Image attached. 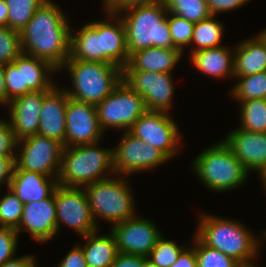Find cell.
Listing matches in <instances>:
<instances>
[{
  "mask_svg": "<svg viewBox=\"0 0 266 267\" xmlns=\"http://www.w3.org/2000/svg\"><path fill=\"white\" fill-rule=\"evenodd\" d=\"M57 4L46 0L20 32L22 52L48 61L58 71L70 57L71 26Z\"/></svg>",
  "mask_w": 266,
  "mask_h": 267,
  "instance_id": "cell-1",
  "label": "cell"
},
{
  "mask_svg": "<svg viewBox=\"0 0 266 267\" xmlns=\"http://www.w3.org/2000/svg\"><path fill=\"white\" fill-rule=\"evenodd\" d=\"M197 224L194 235L204 245L234 258L243 267H258L253 261L258 257L260 239L242 222L202 213Z\"/></svg>",
  "mask_w": 266,
  "mask_h": 267,
  "instance_id": "cell-2",
  "label": "cell"
},
{
  "mask_svg": "<svg viewBox=\"0 0 266 267\" xmlns=\"http://www.w3.org/2000/svg\"><path fill=\"white\" fill-rule=\"evenodd\" d=\"M123 20L129 56L149 47L175 48L164 0L126 8L117 13Z\"/></svg>",
  "mask_w": 266,
  "mask_h": 267,
  "instance_id": "cell-3",
  "label": "cell"
},
{
  "mask_svg": "<svg viewBox=\"0 0 266 267\" xmlns=\"http://www.w3.org/2000/svg\"><path fill=\"white\" fill-rule=\"evenodd\" d=\"M99 144L100 141L63 147L57 178L59 186L83 188L115 175L112 149L101 148Z\"/></svg>",
  "mask_w": 266,
  "mask_h": 267,
  "instance_id": "cell-4",
  "label": "cell"
},
{
  "mask_svg": "<svg viewBox=\"0 0 266 267\" xmlns=\"http://www.w3.org/2000/svg\"><path fill=\"white\" fill-rule=\"evenodd\" d=\"M67 68L73 88L63 87L77 101L97 105L122 81V69L116 65L69 57L59 69Z\"/></svg>",
  "mask_w": 266,
  "mask_h": 267,
  "instance_id": "cell-5",
  "label": "cell"
},
{
  "mask_svg": "<svg viewBox=\"0 0 266 267\" xmlns=\"http://www.w3.org/2000/svg\"><path fill=\"white\" fill-rule=\"evenodd\" d=\"M192 165L194 174L211 192L240 188L249 177V172L224 140L200 152Z\"/></svg>",
  "mask_w": 266,
  "mask_h": 267,
  "instance_id": "cell-6",
  "label": "cell"
},
{
  "mask_svg": "<svg viewBox=\"0 0 266 267\" xmlns=\"http://www.w3.org/2000/svg\"><path fill=\"white\" fill-rule=\"evenodd\" d=\"M130 188L125 176L120 175L83 187L96 225L99 218L115 225L137 215Z\"/></svg>",
  "mask_w": 266,
  "mask_h": 267,
  "instance_id": "cell-7",
  "label": "cell"
},
{
  "mask_svg": "<svg viewBox=\"0 0 266 267\" xmlns=\"http://www.w3.org/2000/svg\"><path fill=\"white\" fill-rule=\"evenodd\" d=\"M56 71L48 61L23 52L11 63L4 64L7 105L30 92L49 91L56 84L51 77Z\"/></svg>",
  "mask_w": 266,
  "mask_h": 267,
  "instance_id": "cell-8",
  "label": "cell"
},
{
  "mask_svg": "<svg viewBox=\"0 0 266 267\" xmlns=\"http://www.w3.org/2000/svg\"><path fill=\"white\" fill-rule=\"evenodd\" d=\"M101 130L107 128L128 131L147 109L143 97L121 81L111 94L96 105Z\"/></svg>",
  "mask_w": 266,
  "mask_h": 267,
  "instance_id": "cell-9",
  "label": "cell"
},
{
  "mask_svg": "<svg viewBox=\"0 0 266 267\" xmlns=\"http://www.w3.org/2000/svg\"><path fill=\"white\" fill-rule=\"evenodd\" d=\"M128 132L160 150L170 161L180 152L181 131L169 113L146 111Z\"/></svg>",
  "mask_w": 266,
  "mask_h": 267,
  "instance_id": "cell-10",
  "label": "cell"
},
{
  "mask_svg": "<svg viewBox=\"0 0 266 267\" xmlns=\"http://www.w3.org/2000/svg\"><path fill=\"white\" fill-rule=\"evenodd\" d=\"M18 149L20 154L16 153L13 169L39 172L58 178L63 151L60 142L35 134L19 140L17 151Z\"/></svg>",
  "mask_w": 266,
  "mask_h": 267,
  "instance_id": "cell-11",
  "label": "cell"
},
{
  "mask_svg": "<svg viewBox=\"0 0 266 267\" xmlns=\"http://www.w3.org/2000/svg\"><path fill=\"white\" fill-rule=\"evenodd\" d=\"M173 74L122 70V81L143 97L147 111L169 113L174 99Z\"/></svg>",
  "mask_w": 266,
  "mask_h": 267,
  "instance_id": "cell-12",
  "label": "cell"
},
{
  "mask_svg": "<svg viewBox=\"0 0 266 267\" xmlns=\"http://www.w3.org/2000/svg\"><path fill=\"white\" fill-rule=\"evenodd\" d=\"M113 169L116 175L128 176L134 172L152 170L170 160L157 148L144 143L128 131L124 132L113 149Z\"/></svg>",
  "mask_w": 266,
  "mask_h": 267,
  "instance_id": "cell-13",
  "label": "cell"
},
{
  "mask_svg": "<svg viewBox=\"0 0 266 267\" xmlns=\"http://www.w3.org/2000/svg\"><path fill=\"white\" fill-rule=\"evenodd\" d=\"M57 233L61 224L68 226L81 237L99 229L96 225L83 188L58 186L54 191Z\"/></svg>",
  "mask_w": 266,
  "mask_h": 267,
  "instance_id": "cell-14",
  "label": "cell"
},
{
  "mask_svg": "<svg viewBox=\"0 0 266 267\" xmlns=\"http://www.w3.org/2000/svg\"><path fill=\"white\" fill-rule=\"evenodd\" d=\"M111 233L119 253L146 258L162 236L153 220L136 215L113 225Z\"/></svg>",
  "mask_w": 266,
  "mask_h": 267,
  "instance_id": "cell-15",
  "label": "cell"
},
{
  "mask_svg": "<svg viewBox=\"0 0 266 267\" xmlns=\"http://www.w3.org/2000/svg\"><path fill=\"white\" fill-rule=\"evenodd\" d=\"M65 123V147L96 143L104 136L99 125L96 105L69 97Z\"/></svg>",
  "mask_w": 266,
  "mask_h": 267,
  "instance_id": "cell-16",
  "label": "cell"
},
{
  "mask_svg": "<svg viewBox=\"0 0 266 267\" xmlns=\"http://www.w3.org/2000/svg\"><path fill=\"white\" fill-rule=\"evenodd\" d=\"M15 230L18 236L27 230L38 243L54 238L57 235L54 193L46 199L25 204L21 221Z\"/></svg>",
  "mask_w": 266,
  "mask_h": 267,
  "instance_id": "cell-17",
  "label": "cell"
},
{
  "mask_svg": "<svg viewBox=\"0 0 266 267\" xmlns=\"http://www.w3.org/2000/svg\"><path fill=\"white\" fill-rule=\"evenodd\" d=\"M223 140L248 172L259 173L266 169V133L239 127L228 133Z\"/></svg>",
  "mask_w": 266,
  "mask_h": 267,
  "instance_id": "cell-18",
  "label": "cell"
},
{
  "mask_svg": "<svg viewBox=\"0 0 266 267\" xmlns=\"http://www.w3.org/2000/svg\"><path fill=\"white\" fill-rule=\"evenodd\" d=\"M56 84L44 95L38 135L55 139L65 147V114L69 96Z\"/></svg>",
  "mask_w": 266,
  "mask_h": 267,
  "instance_id": "cell-19",
  "label": "cell"
},
{
  "mask_svg": "<svg viewBox=\"0 0 266 267\" xmlns=\"http://www.w3.org/2000/svg\"><path fill=\"white\" fill-rule=\"evenodd\" d=\"M48 91H33L13 99L9 106V123L17 140L38 133L40 110L44 95Z\"/></svg>",
  "mask_w": 266,
  "mask_h": 267,
  "instance_id": "cell-20",
  "label": "cell"
},
{
  "mask_svg": "<svg viewBox=\"0 0 266 267\" xmlns=\"http://www.w3.org/2000/svg\"><path fill=\"white\" fill-rule=\"evenodd\" d=\"M106 14V20H99V35H102L104 63L113 64L123 69L129 61L125 26L117 13L106 11Z\"/></svg>",
  "mask_w": 266,
  "mask_h": 267,
  "instance_id": "cell-21",
  "label": "cell"
},
{
  "mask_svg": "<svg viewBox=\"0 0 266 267\" xmlns=\"http://www.w3.org/2000/svg\"><path fill=\"white\" fill-rule=\"evenodd\" d=\"M59 186L58 179L39 172L13 169L8 188L25 205L50 197Z\"/></svg>",
  "mask_w": 266,
  "mask_h": 267,
  "instance_id": "cell-22",
  "label": "cell"
},
{
  "mask_svg": "<svg viewBox=\"0 0 266 267\" xmlns=\"http://www.w3.org/2000/svg\"><path fill=\"white\" fill-rule=\"evenodd\" d=\"M178 48L149 47L129 56L128 64L122 70H140L173 74L172 70L182 57Z\"/></svg>",
  "mask_w": 266,
  "mask_h": 267,
  "instance_id": "cell-23",
  "label": "cell"
},
{
  "mask_svg": "<svg viewBox=\"0 0 266 267\" xmlns=\"http://www.w3.org/2000/svg\"><path fill=\"white\" fill-rule=\"evenodd\" d=\"M233 51V52H232ZM219 46L190 53L192 65L204 75L213 78L234 77V50Z\"/></svg>",
  "mask_w": 266,
  "mask_h": 267,
  "instance_id": "cell-24",
  "label": "cell"
},
{
  "mask_svg": "<svg viewBox=\"0 0 266 267\" xmlns=\"http://www.w3.org/2000/svg\"><path fill=\"white\" fill-rule=\"evenodd\" d=\"M234 49V76L266 71V44L258 34L241 41Z\"/></svg>",
  "mask_w": 266,
  "mask_h": 267,
  "instance_id": "cell-25",
  "label": "cell"
},
{
  "mask_svg": "<svg viewBox=\"0 0 266 267\" xmlns=\"http://www.w3.org/2000/svg\"><path fill=\"white\" fill-rule=\"evenodd\" d=\"M70 42V57L72 59L103 62L102 35H99V21L84 24L76 33H72Z\"/></svg>",
  "mask_w": 266,
  "mask_h": 267,
  "instance_id": "cell-26",
  "label": "cell"
},
{
  "mask_svg": "<svg viewBox=\"0 0 266 267\" xmlns=\"http://www.w3.org/2000/svg\"><path fill=\"white\" fill-rule=\"evenodd\" d=\"M98 231L82 236L86 239L82 246L85 260L89 266L109 267L118 254L115 238L111 231L108 235H99Z\"/></svg>",
  "mask_w": 266,
  "mask_h": 267,
  "instance_id": "cell-27",
  "label": "cell"
},
{
  "mask_svg": "<svg viewBox=\"0 0 266 267\" xmlns=\"http://www.w3.org/2000/svg\"><path fill=\"white\" fill-rule=\"evenodd\" d=\"M216 16L199 21L194 24L193 37L191 40L192 50L195 53L199 50L216 48L222 46L224 27ZM196 45V46H194Z\"/></svg>",
  "mask_w": 266,
  "mask_h": 267,
  "instance_id": "cell-28",
  "label": "cell"
},
{
  "mask_svg": "<svg viewBox=\"0 0 266 267\" xmlns=\"http://www.w3.org/2000/svg\"><path fill=\"white\" fill-rule=\"evenodd\" d=\"M237 83L230 90L232 99L247 101L250 99H266V71L249 76H234Z\"/></svg>",
  "mask_w": 266,
  "mask_h": 267,
  "instance_id": "cell-29",
  "label": "cell"
},
{
  "mask_svg": "<svg viewBox=\"0 0 266 267\" xmlns=\"http://www.w3.org/2000/svg\"><path fill=\"white\" fill-rule=\"evenodd\" d=\"M239 104V127L252 132L266 133V99H250Z\"/></svg>",
  "mask_w": 266,
  "mask_h": 267,
  "instance_id": "cell-30",
  "label": "cell"
},
{
  "mask_svg": "<svg viewBox=\"0 0 266 267\" xmlns=\"http://www.w3.org/2000/svg\"><path fill=\"white\" fill-rule=\"evenodd\" d=\"M8 12V27L21 32L32 19L35 11L46 0H5Z\"/></svg>",
  "mask_w": 266,
  "mask_h": 267,
  "instance_id": "cell-31",
  "label": "cell"
},
{
  "mask_svg": "<svg viewBox=\"0 0 266 267\" xmlns=\"http://www.w3.org/2000/svg\"><path fill=\"white\" fill-rule=\"evenodd\" d=\"M164 2L168 13H173L193 23L212 16L206 0H164Z\"/></svg>",
  "mask_w": 266,
  "mask_h": 267,
  "instance_id": "cell-32",
  "label": "cell"
},
{
  "mask_svg": "<svg viewBox=\"0 0 266 267\" xmlns=\"http://www.w3.org/2000/svg\"><path fill=\"white\" fill-rule=\"evenodd\" d=\"M193 242L198 267H243L234 258L204 245L196 236Z\"/></svg>",
  "mask_w": 266,
  "mask_h": 267,
  "instance_id": "cell-33",
  "label": "cell"
},
{
  "mask_svg": "<svg viewBox=\"0 0 266 267\" xmlns=\"http://www.w3.org/2000/svg\"><path fill=\"white\" fill-rule=\"evenodd\" d=\"M185 248L175 241L165 239L162 235L147 258L157 267H170L178 260L179 255Z\"/></svg>",
  "mask_w": 266,
  "mask_h": 267,
  "instance_id": "cell-34",
  "label": "cell"
},
{
  "mask_svg": "<svg viewBox=\"0 0 266 267\" xmlns=\"http://www.w3.org/2000/svg\"><path fill=\"white\" fill-rule=\"evenodd\" d=\"M0 198V226L16 229L22 218L24 204L22 201L8 188Z\"/></svg>",
  "mask_w": 266,
  "mask_h": 267,
  "instance_id": "cell-35",
  "label": "cell"
},
{
  "mask_svg": "<svg viewBox=\"0 0 266 267\" xmlns=\"http://www.w3.org/2000/svg\"><path fill=\"white\" fill-rule=\"evenodd\" d=\"M167 21L173 46L184 53L185 47L191 43L195 23L173 13H168Z\"/></svg>",
  "mask_w": 266,
  "mask_h": 267,
  "instance_id": "cell-36",
  "label": "cell"
},
{
  "mask_svg": "<svg viewBox=\"0 0 266 267\" xmlns=\"http://www.w3.org/2000/svg\"><path fill=\"white\" fill-rule=\"evenodd\" d=\"M22 53L20 32L0 27V63H11Z\"/></svg>",
  "mask_w": 266,
  "mask_h": 267,
  "instance_id": "cell-37",
  "label": "cell"
},
{
  "mask_svg": "<svg viewBox=\"0 0 266 267\" xmlns=\"http://www.w3.org/2000/svg\"><path fill=\"white\" fill-rule=\"evenodd\" d=\"M18 238L15 229L0 226V266L16 256Z\"/></svg>",
  "mask_w": 266,
  "mask_h": 267,
  "instance_id": "cell-38",
  "label": "cell"
},
{
  "mask_svg": "<svg viewBox=\"0 0 266 267\" xmlns=\"http://www.w3.org/2000/svg\"><path fill=\"white\" fill-rule=\"evenodd\" d=\"M17 143L9 121L0 118V156H16Z\"/></svg>",
  "mask_w": 266,
  "mask_h": 267,
  "instance_id": "cell-39",
  "label": "cell"
},
{
  "mask_svg": "<svg viewBox=\"0 0 266 267\" xmlns=\"http://www.w3.org/2000/svg\"><path fill=\"white\" fill-rule=\"evenodd\" d=\"M249 1L251 0H206L212 16L238 9Z\"/></svg>",
  "mask_w": 266,
  "mask_h": 267,
  "instance_id": "cell-40",
  "label": "cell"
},
{
  "mask_svg": "<svg viewBox=\"0 0 266 267\" xmlns=\"http://www.w3.org/2000/svg\"><path fill=\"white\" fill-rule=\"evenodd\" d=\"M104 11L119 13L120 11L137 5L152 4L162 0H102Z\"/></svg>",
  "mask_w": 266,
  "mask_h": 267,
  "instance_id": "cell-41",
  "label": "cell"
},
{
  "mask_svg": "<svg viewBox=\"0 0 266 267\" xmlns=\"http://www.w3.org/2000/svg\"><path fill=\"white\" fill-rule=\"evenodd\" d=\"M57 267H87L81 245H75Z\"/></svg>",
  "mask_w": 266,
  "mask_h": 267,
  "instance_id": "cell-42",
  "label": "cell"
},
{
  "mask_svg": "<svg viewBox=\"0 0 266 267\" xmlns=\"http://www.w3.org/2000/svg\"><path fill=\"white\" fill-rule=\"evenodd\" d=\"M146 257L119 253L109 267H142Z\"/></svg>",
  "mask_w": 266,
  "mask_h": 267,
  "instance_id": "cell-43",
  "label": "cell"
},
{
  "mask_svg": "<svg viewBox=\"0 0 266 267\" xmlns=\"http://www.w3.org/2000/svg\"><path fill=\"white\" fill-rule=\"evenodd\" d=\"M16 156H0V188L1 186H9L14 168Z\"/></svg>",
  "mask_w": 266,
  "mask_h": 267,
  "instance_id": "cell-44",
  "label": "cell"
},
{
  "mask_svg": "<svg viewBox=\"0 0 266 267\" xmlns=\"http://www.w3.org/2000/svg\"><path fill=\"white\" fill-rule=\"evenodd\" d=\"M170 267H198L194 247L185 248Z\"/></svg>",
  "mask_w": 266,
  "mask_h": 267,
  "instance_id": "cell-45",
  "label": "cell"
},
{
  "mask_svg": "<svg viewBox=\"0 0 266 267\" xmlns=\"http://www.w3.org/2000/svg\"><path fill=\"white\" fill-rule=\"evenodd\" d=\"M0 267H37V262L34 255L25 254L8 260Z\"/></svg>",
  "mask_w": 266,
  "mask_h": 267,
  "instance_id": "cell-46",
  "label": "cell"
},
{
  "mask_svg": "<svg viewBox=\"0 0 266 267\" xmlns=\"http://www.w3.org/2000/svg\"><path fill=\"white\" fill-rule=\"evenodd\" d=\"M0 105L7 106V90L4 80V64L0 63Z\"/></svg>",
  "mask_w": 266,
  "mask_h": 267,
  "instance_id": "cell-47",
  "label": "cell"
},
{
  "mask_svg": "<svg viewBox=\"0 0 266 267\" xmlns=\"http://www.w3.org/2000/svg\"><path fill=\"white\" fill-rule=\"evenodd\" d=\"M8 12L7 3L5 0H0V27L8 26Z\"/></svg>",
  "mask_w": 266,
  "mask_h": 267,
  "instance_id": "cell-48",
  "label": "cell"
},
{
  "mask_svg": "<svg viewBox=\"0 0 266 267\" xmlns=\"http://www.w3.org/2000/svg\"><path fill=\"white\" fill-rule=\"evenodd\" d=\"M260 180H262V186L264 187V190L266 192V169L259 172Z\"/></svg>",
  "mask_w": 266,
  "mask_h": 267,
  "instance_id": "cell-49",
  "label": "cell"
},
{
  "mask_svg": "<svg viewBox=\"0 0 266 267\" xmlns=\"http://www.w3.org/2000/svg\"><path fill=\"white\" fill-rule=\"evenodd\" d=\"M142 267H157L155 264H153L148 258H146L143 261V266Z\"/></svg>",
  "mask_w": 266,
  "mask_h": 267,
  "instance_id": "cell-50",
  "label": "cell"
},
{
  "mask_svg": "<svg viewBox=\"0 0 266 267\" xmlns=\"http://www.w3.org/2000/svg\"><path fill=\"white\" fill-rule=\"evenodd\" d=\"M258 35L266 44V28L262 30Z\"/></svg>",
  "mask_w": 266,
  "mask_h": 267,
  "instance_id": "cell-51",
  "label": "cell"
},
{
  "mask_svg": "<svg viewBox=\"0 0 266 267\" xmlns=\"http://www.w3.org/2000/svg\"><path fill=\"white\" fill-rule=\"evenodd\" d=\"M261 235H263V236H260V237H266V230L262 231Z\"/></svg>",
  "mask_w": 266,
  "mask_h": 267,
  "instance_id": "cell-52",
  "label": "cell"
}]
</instances>
